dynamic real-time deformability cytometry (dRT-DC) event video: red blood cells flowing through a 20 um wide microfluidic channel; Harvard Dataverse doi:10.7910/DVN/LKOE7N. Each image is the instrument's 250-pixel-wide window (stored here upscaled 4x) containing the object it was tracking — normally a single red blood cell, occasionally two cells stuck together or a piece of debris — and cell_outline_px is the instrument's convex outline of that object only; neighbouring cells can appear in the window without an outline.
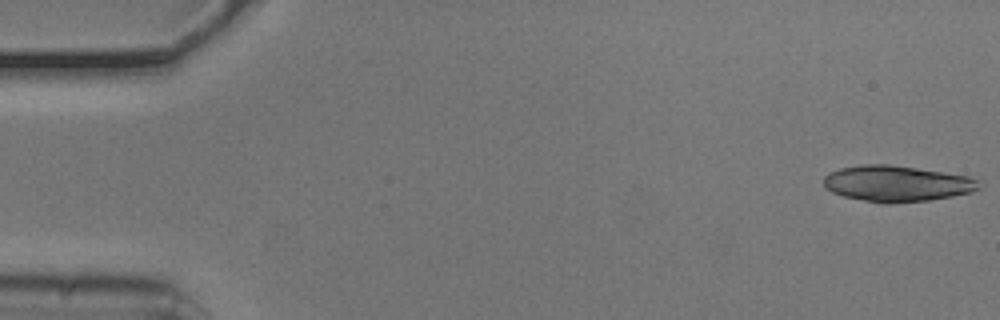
{"species": "common noctule bat (a hibernating species)", "species_latin": "Nyctalus noctula", "temperature_condition": "cold", "stored_images_in_passage": 17, "camera_frame_rate_fps": 3000, "um_per_image_px": 0.085, "animal": {"sex": "male", "body_mass_g": 20.5, "forearm_length_mm": 52.5}, "frame": {"image": 1, "passage_image": 1, "time_ms": 0.0, "image_size_px": [1000, 320], "cell_outline_px": [[980, 188], [972, 192], [952, 196], [928, 200], [888, 204], [880, 204], [844, 196], [832, 192], [824, 188], [824, 176], [840, 168], [860, 164], [888, 164], [916, 168], [968, 176], [976, 180]], "centroid_in_image_um": [76.18, 15.61], "position_along_channel_um": 8.8, "area_um2": 32.48}}